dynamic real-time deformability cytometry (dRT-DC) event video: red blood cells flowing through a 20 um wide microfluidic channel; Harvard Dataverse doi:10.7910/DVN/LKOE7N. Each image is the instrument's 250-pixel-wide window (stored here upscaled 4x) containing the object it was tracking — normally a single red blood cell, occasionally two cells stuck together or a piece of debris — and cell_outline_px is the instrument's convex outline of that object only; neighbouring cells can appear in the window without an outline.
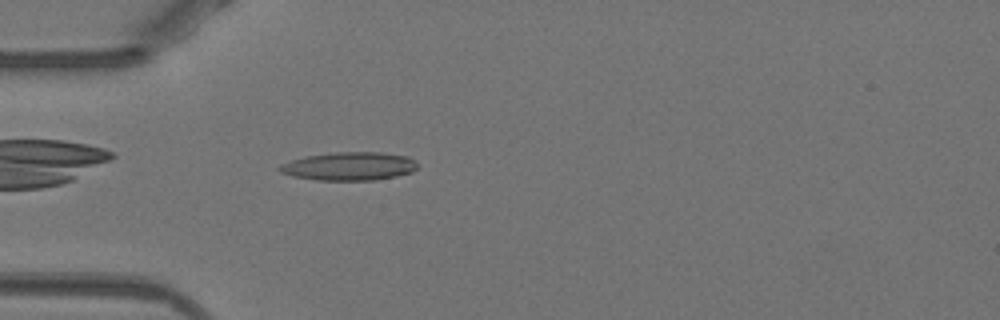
{"species": "Egyptian fruit bat (a non-hibernating species)", "species_latin": "Rousettus aegyptiacus", "temperature_condition": "warm", "stored_images_in_passage": 39, "camera_frame_rate_fps": 3000, "um_per_image_px": 0.085, "animal": {"sex": "female"}, "frame": {"image": 1, "passage_image": 3, "time_ms": 0.667, "image_size_px": [1000, 320], "cell_outline_px": [[416, 168], [412, 172], [396, 176], [376, 180], [316, 180], [292, 176], [280, 172], [276, 168], [280, 164], [304, 156], [336, 152], [380, 152], [408, 156], [416, 164]], "centroid_in_image_um": [29.64, 14.13], "position_along_channel_um": 55.4, "area_um2": 22.77}}
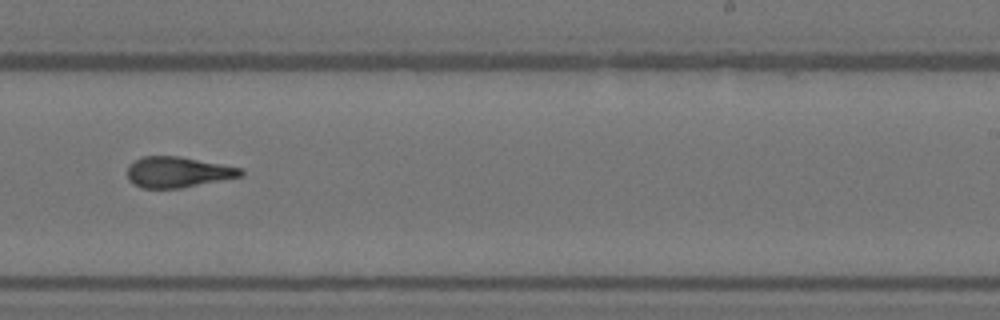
{"frame": {"image": 2, "passage_image": 20, "time_ms": 6.333, "image_size_px": [1000, 320], "cell_outline_px": [[244, 176], [180, 188], [140, 188], [132, 184], [128, 180], [128, 164], [144, 156], [180, 156], [244, 168]], "centroid_in_image_um": [15.13, 14.63], "position_along_channel_um": 273.9, "area_um2": 20.52}}
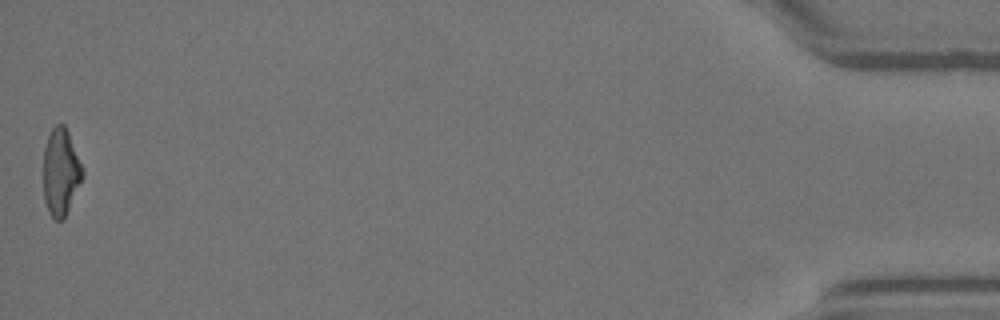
{"frame": {"image": 3, "passage_image": 39, "time_ms": 12.667, "image_size_px": [1000, 320], "cell_outline_px": [[84, 176], [64, 220], [56, 220], [48, 212], [44, 200], [44, 148], [48, 136], [52, 128], [56, 124], [64, 124], [68, 132], [84, 168]], "centroid_in_image_um": [5.18, 14.64], "position_along_channel_um": 430.0, "area_um2": 20.0}, "authors_computed_cell_mechanics": {"area_um2": 20.1722, "velocity_mm_per_s": 3.9706, "shape_relaxation_time_tau1_ms": 4.886, "shape_relaxation_time_tau2_ms": 2.2026, "deformation_change_tau1": 0.2026, "deformation_change_tau2": 0.1364}}